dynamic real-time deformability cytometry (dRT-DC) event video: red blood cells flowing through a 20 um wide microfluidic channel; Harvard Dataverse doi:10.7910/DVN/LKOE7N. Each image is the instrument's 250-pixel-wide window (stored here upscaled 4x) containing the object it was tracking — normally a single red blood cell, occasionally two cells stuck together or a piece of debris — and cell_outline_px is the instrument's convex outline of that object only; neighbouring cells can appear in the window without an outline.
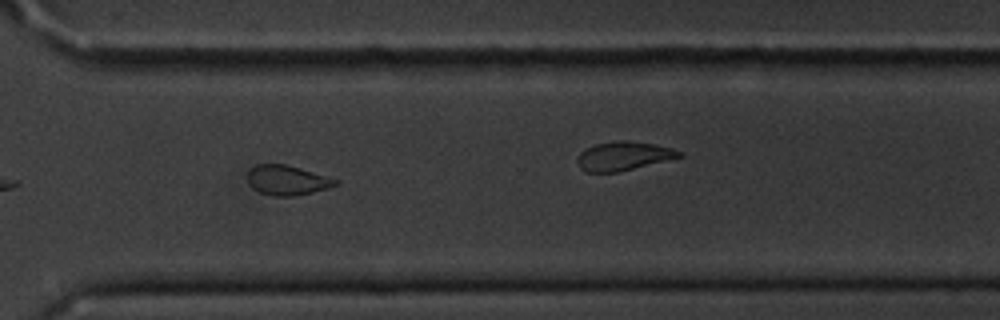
{"species": "common noctule bat (a hibernating species)", "species_latin": "Nyctalus noctula", "temperature_condition": "cold", "stored_images_in_passage": 44, "camera_frame_rate_fps": 3000, "um_per_image_px": 0.085, "animal": {"sex": "male", "body_mass_g": 20.1, "forearm_length_mm": 53.5}, "frame": {"image": 1, "passage_image": 28, "time_ms": 9.0, "image_size_px": [1000, 320], "cell_outline_px": [[340, 184], [328, 188], [296, 196], [272, 196], [260, 192], [252, 188], [248, 184], [248, 172], [256, 164], [284, 164], [300, 168], [340, 180]], "centroid_in_image_um": [24.42, 15.33], "position_along_channel_um": 346.2, "area_um2": 15.32}}
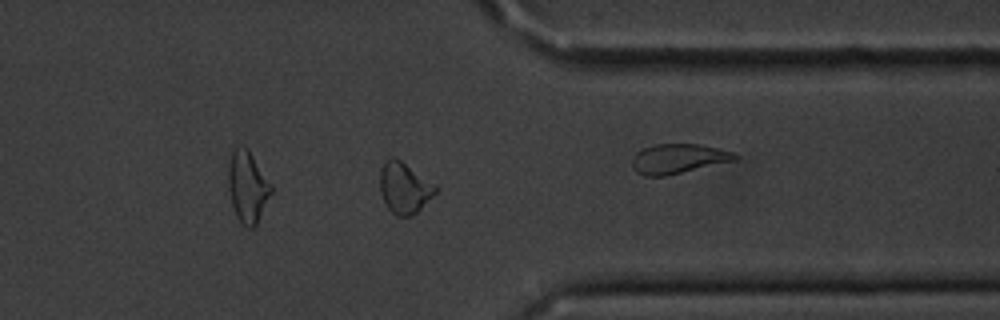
{"frame": {"image": 2, "passage_image": 31, "time_ms": 10.0, "image_size_px": [1000, 320], "cell_outline_px": [[436, 192], [416, 212], [408, 216], [396, 216], [388, 208], [380, 192], [380, 168], [384, 160], [392, 156], [400, 160], [436, 184]], "centroid_in_image_um": [34.34, 15.94], "position_along_channel_um": 377.1, "area_um2": 16.36}, "authors_computed_cell_mechanics": {"area_um2": 15.9239, "velocity_mm_per_s": 3.609, "shape_relaxation_time_tau1_ms": 4.0032, "shape_relaxation_time_tau2_ms": null, "deformation_change_tau1": 0.095, "deformation_change_tau2": null}}